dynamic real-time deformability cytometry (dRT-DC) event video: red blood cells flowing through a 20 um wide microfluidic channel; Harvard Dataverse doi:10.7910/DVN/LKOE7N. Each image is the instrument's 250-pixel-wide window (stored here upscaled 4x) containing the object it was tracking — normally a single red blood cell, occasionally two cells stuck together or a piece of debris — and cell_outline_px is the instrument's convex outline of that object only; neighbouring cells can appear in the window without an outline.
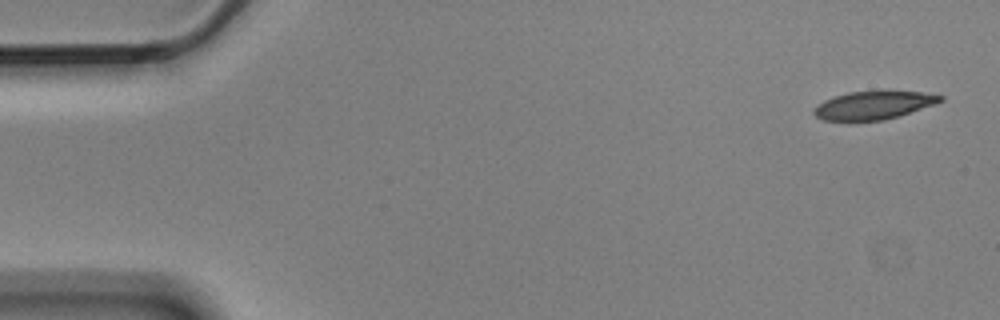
{"species": "Egyptian fruit bat (a non-hibernating species)", "species_latin": "Rousettus aegyptiacus", "temperature_condition": "cold", "stored_images_in_passage": 6, "camera_frame_rate_fps": 3000, "um_per_image_px": 0.085, "animal": {"sex": "male"}, "frame": {"image": 1, "passage_image": 1, "time_ms": 0.0, "image_size_px": [1000, 320], "cell_outline_px": [[944, 100], [936, 104], [900, 116], [884, 120], [824, 120], [816, 116], [812, 112], [824, 100], [848, 92], [920, 92], [944, 96]], "centroid_in_image_um": [74.3, 8.96], "position_along_channel_um": 10.7, "area_um2": 20.29}}
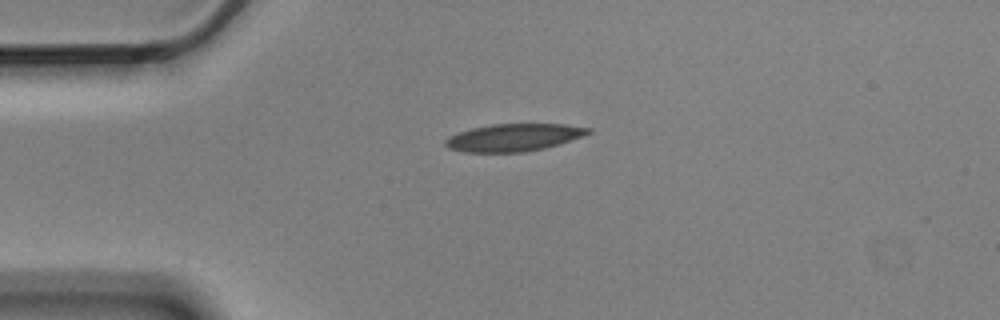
{"frame": {"image": 2, "passage_image": 4, "time_ms": 1.0, "image_size_px": [1000, 320], "cell_outline_px": [[592, 132], [544, 148], [524, 152], [464, 152], [448, 148], [444, 144], [444, 140], [448, 136], [472, 128], [492, 124], [564, 124], [592, 128]], "centroid_in_image_um": [43.61, 11.68], "position_along_channel_um": 41.4, "area_um2": 22.6}}
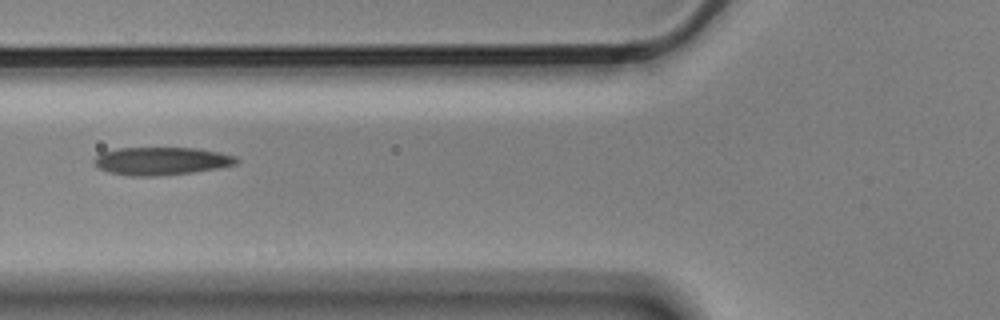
{"frame": {"image": 3, "passage_image": 6, "time_ms": 1.667, "image_size_px": [1000, 320], "cell_outline_px": [[240, 160], [236, 164], [216, 168], [192, 172], [156, 176], [132, 176], [108, 172], [100, 168], [92, 160], [100, 152], [116, 148], [196, 148], [220, 152], [236, 156]], "centroid_in_image_um": [13.7, 13.68], "position_along_channel_um": 112.1, "area_um2": 23.12}}